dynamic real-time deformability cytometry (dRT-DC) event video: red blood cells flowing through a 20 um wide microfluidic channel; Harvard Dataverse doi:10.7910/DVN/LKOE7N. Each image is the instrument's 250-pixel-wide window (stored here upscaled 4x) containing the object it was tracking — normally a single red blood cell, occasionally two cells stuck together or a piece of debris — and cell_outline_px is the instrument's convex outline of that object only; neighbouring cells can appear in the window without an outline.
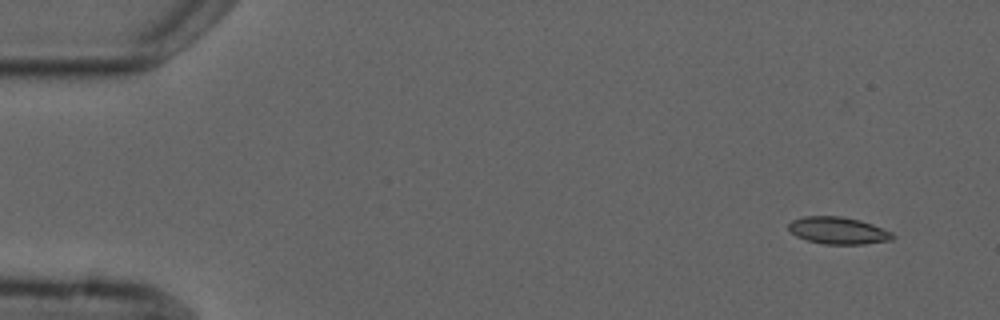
{"species": "common noctule bat (a hibernating species)", "species_latin": "Nyctalus noctula", "temperature_condition": "cold", "stored_images_in_passage": 7, "camera_frame_rate_fps": 3000, "um_per_image_px": 0.085, "animal": {"sex": "male", "forearm_length_mm": 52.5}, "frame": {"image": 1, "passage_image": 1, "time_ms": 0.0, "image_size_px": [1000, 320], "cell_outline_px": [[896, 236], [892, 240], [864, 244], [824, 244], [808, 240], [796, 236], [788, 228], [788, 224], [792, 220], [804, 216], [844, 216], [860, 220], [872, 224], [892, 232]], "centroid_in_image_um": [71.26, 19.59], "position_along_channel_um": 13.7, "area_um2": 16.47}}
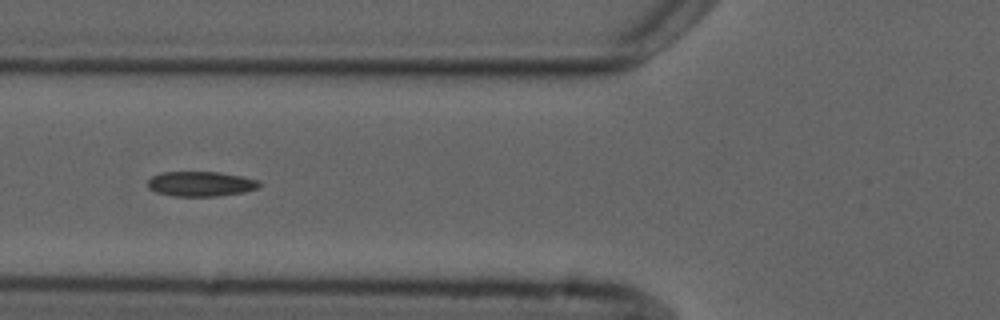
{"frame": {"image": 2, "passage_image": 6, "time_ms": 5.667, "image_size_px": [1000, 320], "cell_outline_px": [[260, 188], [244, 192], [216, 196], [172, 196], [156, 192], [148, 188], [148, 180], [152, 176], [160, 172], [220, 172], [240, 176], [256, 180], [260, 184]], "centroid_in_image_um": [17.03, 15.63], "position_along_channel_um": 108.8, "area_um2": 16.18}}
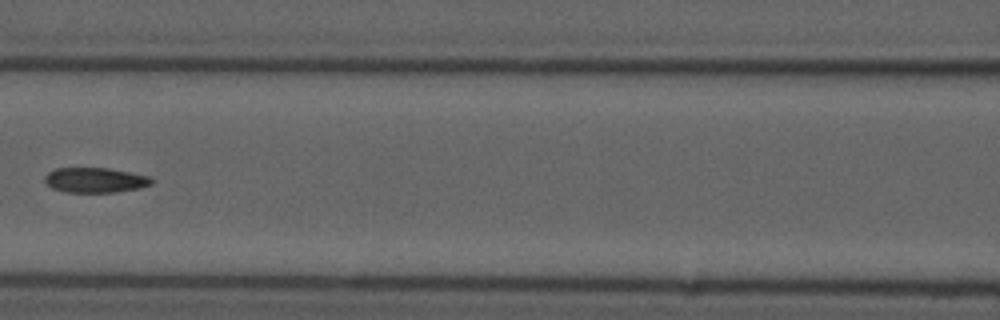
{"frame": {"image": 3, "passage_image": 7, "time_ms": 7.0, "image_size_px": [1000, 320], "cell_outline_px": [[156, 180], [152, 184], [140, 188], [116, 192], [64, 192], [52, 188], [44, 180], [44, 176], [48, 172], [56, 168], [108, 168], [148, 176]], "centroid_in_image_um": [8.1, 15.31], "position_along_channel_um": 158.5, "area_um2": 15.61}}